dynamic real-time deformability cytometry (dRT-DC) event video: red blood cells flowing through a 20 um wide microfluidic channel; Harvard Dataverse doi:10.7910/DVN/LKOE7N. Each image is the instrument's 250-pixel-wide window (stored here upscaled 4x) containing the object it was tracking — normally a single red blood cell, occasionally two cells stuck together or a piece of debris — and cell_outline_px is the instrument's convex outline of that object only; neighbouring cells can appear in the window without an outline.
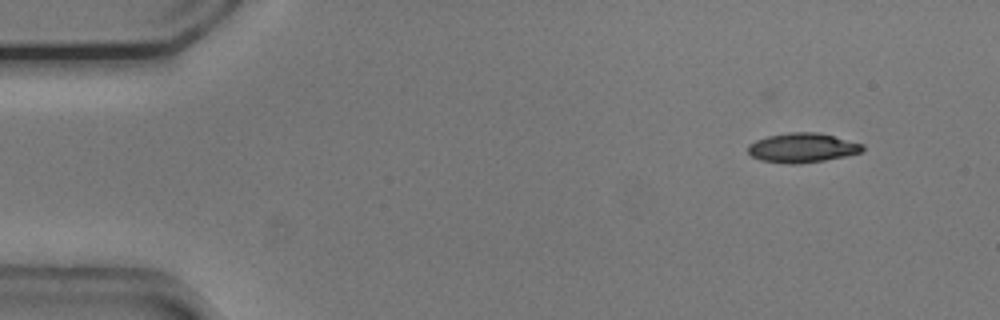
{"species": "common noctule bat (a hibernating species)", "species_latin": "Nyctalus noctula", "temperature_condition": "cold", "stored_images_in_passage": 49, "camera_frame_rate_fps": 3000, "um_per_image_px": 0.085, "animal": {"sex": "male", "body_mass_g": 20.5, "forearm_length_mm": 52.5}, "frame": {"image": 1, "passage_image": 1, "time_ms": 0.0, "image_size_px": [1000, 320], "cell_outline_px": [[864, 152], [824, 160], [800, 164], [788, 164], [760, 160], [752, 156], [748, 152], [748, 144], [756, 140], [768, 136], [788, 132], [816, 132], [864, 144]], "centroid_in_image_um": [68.19, 12.57], "position_along_channel_um": 16.8, "area_um2": 19.65}}
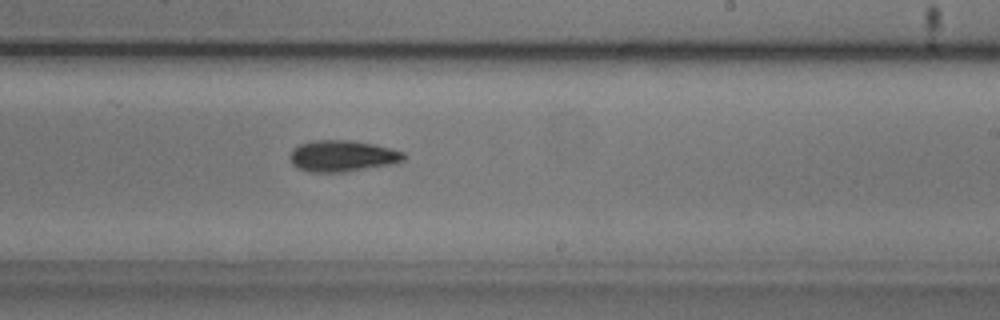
{"frame": {"image": 2, "passage_image": 28, "time_ms": 9.0, "image_size_px": [1000, 320], "cell_outline_px": [[404, 160], [392, 164], [344, 172], [312, 172], [296, 168], [292, 164], [288, 156], [292, 148], [300, 144], [312, 140], [352, 140], [372, 144], [404, 152]], "centroid_in_image_um": [29.03, 13.26], "position_along_channel_um": 260.0, "area_um2": 20.81}}
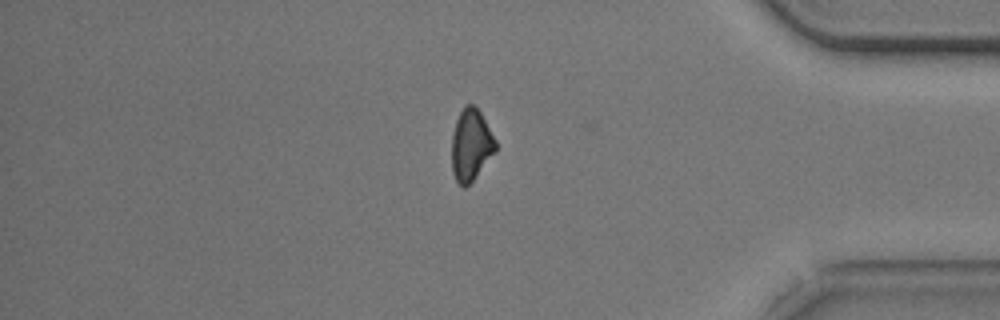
{"frame": {"image": 3, "passage_image": 41, "time_ms": 13.333, "image_size_px": [1000, 320], "cell_outline_px": [[496, 152], [472, 180], [464, 188], [456, 180], [452, 172], [452, 132], [456, 120], [464, 104], [472, 104], [480, 112], [496, 140]], "centroid_in_image_um": [40.02, 12.3], "position_along_channel_um": 395.2, "area_um2": 18.21}, "authors_computed_cell_mechanics": {"area_um2": 19.8254, "velocity_mm_per_s": 3.7692, "shape_relaxation_time_tau1_ms": 3.3583, "shape_relaxation_time_tau2_ms": 9.7376, "deformation_change_tau1": 0.135, "deformation_change_tau2": 0.1995}}